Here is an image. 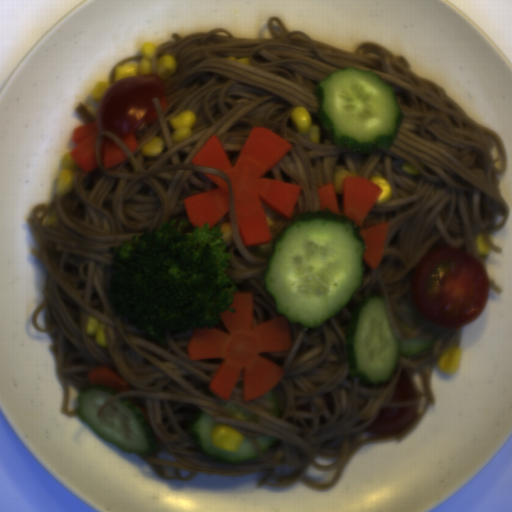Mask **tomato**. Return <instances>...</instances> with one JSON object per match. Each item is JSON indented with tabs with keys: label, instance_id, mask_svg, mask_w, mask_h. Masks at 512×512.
Here are the masks:
<instances>
[{
	"label": "tomato",
	"instance_id": "tomato-1",
	"mask_svg": "<svg viewBox=\"0 0 512 512\" xmlns=\"http://www.w3.org/2000/svg\"><path fill=\"white\" fill-rule=\"evenodd\" d=\"M490 290L487 271L472 253L456 247L430 251L413 271L411 301L435 327L464 328L477 319Z\"/></svg>",
	"mask_w": 512,
	"mask_h": 512
},
{
	"label": "tomato",
	"instance_id": "tomato-2",
	"mask_svg": "<svg viewBox=\"0 0 512 512\" xmlns=\"http://www.w3.org/2000/svg\"><path fill=\"white\" fill-rule=\"evenodd\" d=\"M165 87V81L156 72L112 82L98 102L96 130L125 140L141 125L152 109V100H159Z\"/></svg>",
	"mask_w": 512,
	"mask_h": 512
},
{
	"label": "tomato",
	"instance_id": "tomato-3",
	"mask_svg": "<svg viewBox=\"0 0 512 512\" xmlns=\"http://www.w3.org/2000/svg\"><path fill=\"white\" fill-rule=\"evenodd\" d=\"M420 405L381 408L364 432L375 437H391L403 433L417 416Z\"/></svg>",
	"mask_w": 512,
	"mask_h": 512
},
{
	"label": "tomato",
	"instance_id": "tomato-4",
	"mask_svg": "<svg viewBox=\"0 0 512 512\" xmlns=\"http://www.w3.org/2000/svg\"><path fill=\"white\" fill-rule=\"evenodd\" d=\"M416 391L406 369H401L398 381L390 398L392 404L414 401Z\"/></svg>",
	"mask_w": 512,
	"mask_h": 512
}]
</instances>
